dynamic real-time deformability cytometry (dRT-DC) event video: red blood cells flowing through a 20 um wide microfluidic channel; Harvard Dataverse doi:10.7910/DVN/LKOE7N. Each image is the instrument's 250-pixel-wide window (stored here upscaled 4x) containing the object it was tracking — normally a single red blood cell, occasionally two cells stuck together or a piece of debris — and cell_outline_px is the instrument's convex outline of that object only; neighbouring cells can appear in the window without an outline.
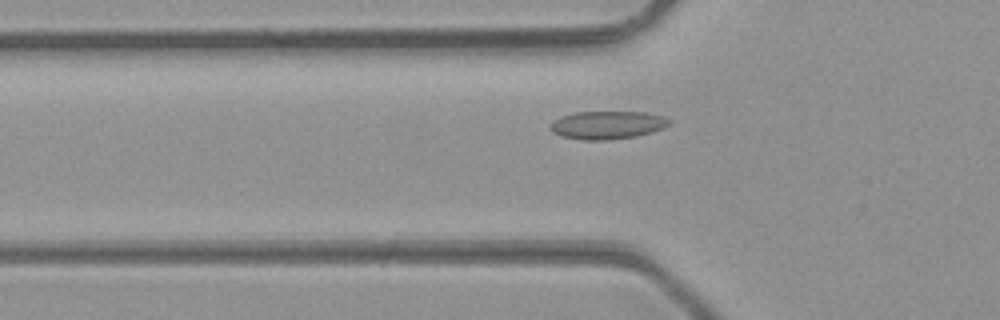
{"species": "common noctule bat (a hibernating species)", "species_latin": "Nyctalus noctula", "temperature_condition": "room temperature", "stored_images_in_passage": 31, "camera_frame_rate_fps": 3000, "um_per_image_px": 0.085, "animal": {"sex": "male", "body_mass_g": 23.1, "forearm_length_mm": 52.7}, "frame": {"image": 1, "passage_image": 4, "time_ms": 1.0, "image_size_px": [1000, 320], "cell_outline_px": [[672, 124], [664, 128], [652, 132], [636, 136], [608, 140], [584, 140], [560, 136], [552, 132], [552, 124], [560, 116], [576, 112], [648, 112], [664, 116], [672, 120]], "centroid_in_image_um": [51.7, 10.62], "position_along_channel_um": 74.1, "area_um2": 19.54}}
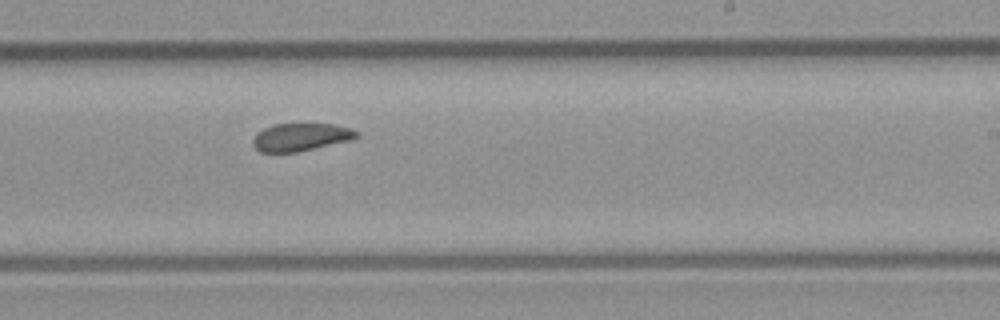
{"frame": {"image": 2, "passage_image": 17, "time_ms": 5.333, "image_size_px": [1000, 320], "cell_outline_px": [[360, 136], [352, 140], [296, 152], [260, 152], [252, 144], [252, 140], [256, 132], [272, 124], [332, 124], [352, 128], [360, 132]], "centroid_in_image_um": [25.58, 11.64], "position_along_channel_um": 263.4, "area_um2": 16.94}}
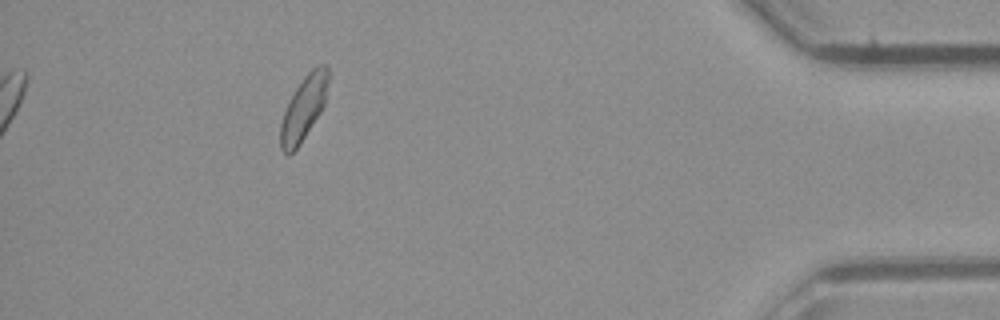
{"frame": {"image": 3, "passage_image": 31, "time_ms": 10.0, "image_size_px": [1000, 320], "cell_outline_px": [[328, 80], [324, 104], [320, 112], [300, 144], [288, 156], [280, 148], [280, 124], [284, 112], [296, 88], [304, 76], [312, 68], [320, 64], [328, 64]], "centroid_in_image_um": [25.81, 9.19], "position_along_channel_um": 409.4, "area_um2": 17.57}, "authors_computed_cell_mechanics": {"area_um2": 17.8602, "velocity_mm_per_s": 4.3513, "shape_relaxation_time_tau1_ms": null, "shape_relaxation_time_tau2_ms": 2.737, "deformation_change_tau1": null, "deformation_change_tau2": 0.0536}}